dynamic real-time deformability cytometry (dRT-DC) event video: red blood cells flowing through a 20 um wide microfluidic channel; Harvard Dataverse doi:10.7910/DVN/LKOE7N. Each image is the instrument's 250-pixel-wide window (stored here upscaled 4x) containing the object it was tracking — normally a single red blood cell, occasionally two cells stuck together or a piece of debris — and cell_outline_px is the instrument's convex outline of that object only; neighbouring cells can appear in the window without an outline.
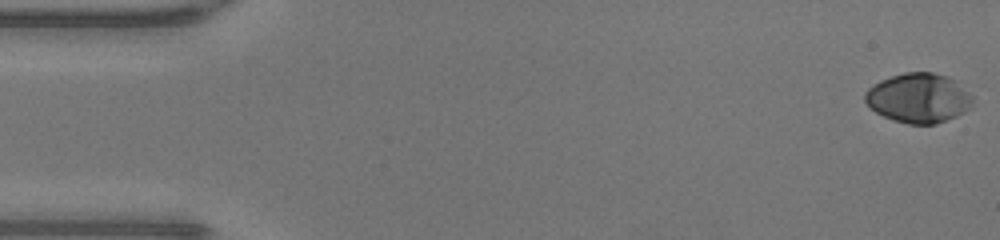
{"species": "human", "species_latin": "Homo sapiens", "temperature_condition": "warm", "stored_images_in_passage": 48, "camera_frame_rate_fps": 3000, "um_per_image_px": 0.085, "donor": {"sex": "male"}, "frame": {"image": 1, "passage_image": 1, "time_ms": 0.0, "image_size_px": [1000, 240], "cell_outline_px": [[972, 108], [956, 116], [936, 124], [908, 124], [884, 116], [876, 112], [864, 100], [864, 92], [868, 88], [880, 80], [904, 72], [932, 72], [948, 76], [968, 92], [972, 96]], "centroid_in_image_um": [78.07, 8.33], "position_along_channel_um": 6.9, "area_um2": 30.92}}
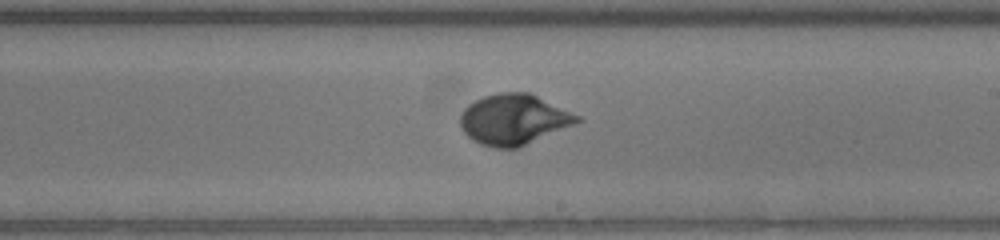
{"frame": {"image": 2, "passage_image": 28, "time_ms": 9.0, "image_size_px": [1000, 240], "cell_outline_px": [[584, 120], [516, 148], [496, 148], [480, 144], [472, 140], [464, 132], [460, 124], [460, 116], [464, 108], [468, 104], [484, 96], [500, 92], [528, 92], [580, 116]], "centroid_in_image_um": [43.64, 10.15], "position_along_channel_um": 245.4, "area_um2": 34.04}}
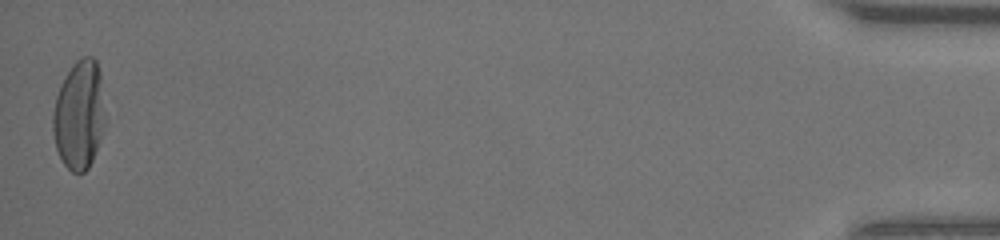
{"frame": {"image": 3, "passage_image": 48, "time_ms": 15.667, "image_size_px": [1000, 240], "cell_outline_px": [[104, 124], [92, 160], [88, 168], [84, 172], [72, 172], [64, 164], [56, 148], [52, 132], [52, 112], [56, 96], [60, 84], [72, 64], [80, 56], [92, 56], [96, 60], [100, 72], [104, 116]], "centroid_in_image_um": [6.69, 9.73], "position_along_channel_um": 428.5, "area_um2": 33.0}, "authors_computed_cell_mechanics": {"area_um2": 31.6744, "velocity_mm_per_s": 4.3045, "shape_relaxation_time_tau1_ms": 3.5027, "shape_relaxation_time_tau2_ms": null, "deformation_change_tau1": 0.2021, "deformation_change_tau2": null}}